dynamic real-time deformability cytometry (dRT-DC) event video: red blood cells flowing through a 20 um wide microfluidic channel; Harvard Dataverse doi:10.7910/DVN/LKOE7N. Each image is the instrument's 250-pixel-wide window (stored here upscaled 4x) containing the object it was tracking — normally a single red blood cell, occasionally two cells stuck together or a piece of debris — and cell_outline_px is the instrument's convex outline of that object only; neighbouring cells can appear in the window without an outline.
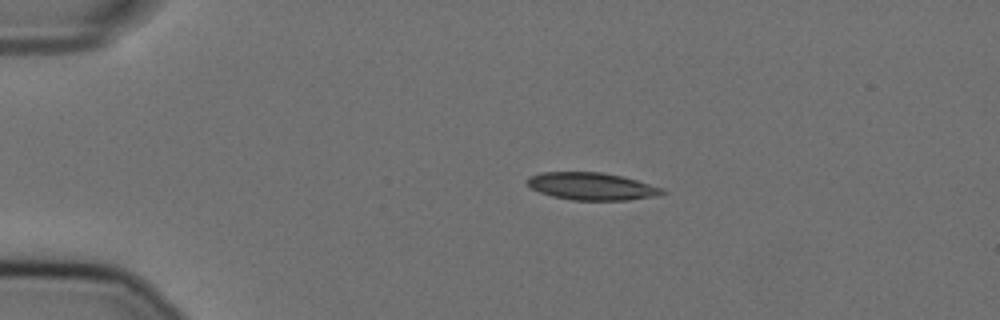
{"species": "Egyptian fruit bat (a non-hibernating species)", "species_latin": "Rousettus aegyptiacus", "temperature_condition": "cold", "stored_images_in_passage": 45, "camera_frame_rate_fps": 3000, "um_per_image_px": 0.085, "animal": {"sex": "female"}, "frame": {"image": 1, "passage_image": 1, "time_ms": 0.0, "image_size_px": [1000, 320], "cell_outline_px": [[668, 192], [660, 196], [628, 200], [572, 200], [552, 196], [540, 192], [532, 188], [524, 180], [528, 176], [540, 172], [600, 172], [620, 176], [636, 180], [664, 188]], "centroid_in_image_um": [50.31, 15.84], "position_along_channel_um": 34.7, "area_um2": 21.73}}
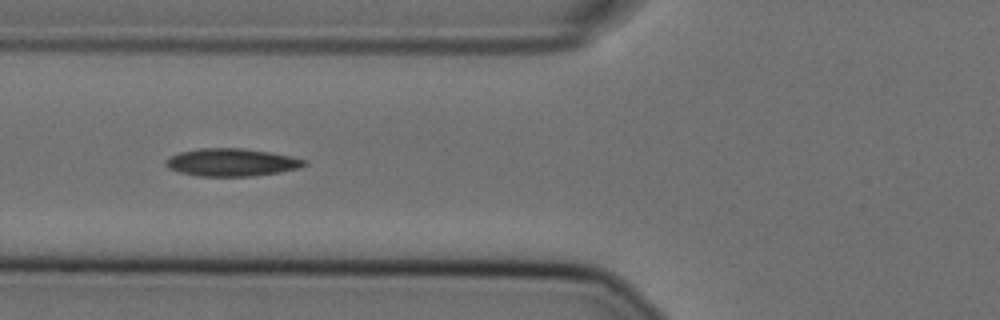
{"frame": {"image": 2, "passage_image": 11, "time_ms": 3.333, "image_size_px": [1000, 320], "cell_outline_px": [[308, 164], [300, 168], [280, 172], [252, 176], [196, 176], [180, 172], [168, 168], [164, 164], [164, 160], [168, 156], [180, 152], [200, 148], [244, 148], [268, 152], [308, 160]], "centroid_in_image_um": [19.66, 13.8], "position_along_channel_um": 106.1, "area_um2": 22.48}}
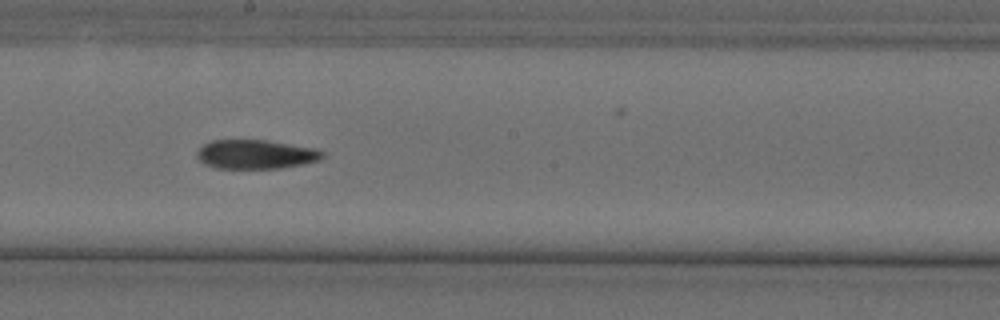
{"frame": {"image": 3, "passage_image": 21, "time_ms": 6.667, "image_size_px": [1000, 320], "cell_outline_px": [[324, 156], [320, 160], [304, 164], [280, 168], [216, 168], [204, 164], [196, 156], [196, 152], [204, 144], [212, 140], [268, 140], [316, 148], [324, 152]], "centroid_in_image_um": [21.76, 13.11], "position_along_channel_um": 226.4, "area_um2": 21.39}, "authors_computed_cell_mechanics": {"area_um2": 21.7328, "velocity_mm_per_s": 3.6028, "shape_relaxation_time_tau1_ms": 6.1144, "shape_relaxation_time_tau2_ms": 6.4723, "deformation_change_tau1": 0.1623, "deformation_change_tau2": 0.1399}}